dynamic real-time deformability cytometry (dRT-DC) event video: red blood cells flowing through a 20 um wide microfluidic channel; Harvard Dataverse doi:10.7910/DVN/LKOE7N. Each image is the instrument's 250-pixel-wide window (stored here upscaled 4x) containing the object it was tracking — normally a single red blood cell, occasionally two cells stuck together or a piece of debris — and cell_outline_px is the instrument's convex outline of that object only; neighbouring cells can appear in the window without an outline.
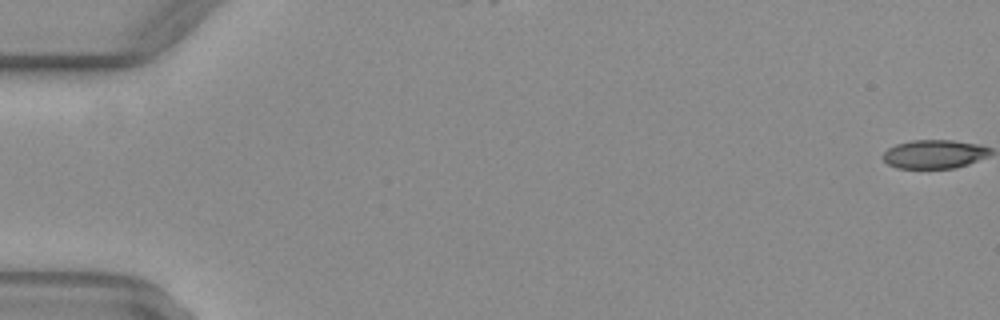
{"species": "common noctule bat (a hibernating species)", "species_latin": "Nyctalus noctula", "temperature_condition": "warm", "stored_images_in_passage": 17, "camera_frame_rate_fps": 3000, "um_per_image_px": 0.085, "animal": {"sex": "female", "body_mass_g": 29.2, "forearm_length_mm": 56.3}, "frame": {"image": 1, "passage_image": 1, "time_ms": 0.0, "image_size_px": [1000, 320], "cell_outline_px": [[984, 148], [968, 160], [960, 164], [944, 168], [908, 168], [908, 144], [964, 144]], "centroid_in_image_um": [79.87, 13.18], "position_along_channel_um": 5.1, "area_um2": 10.69}}
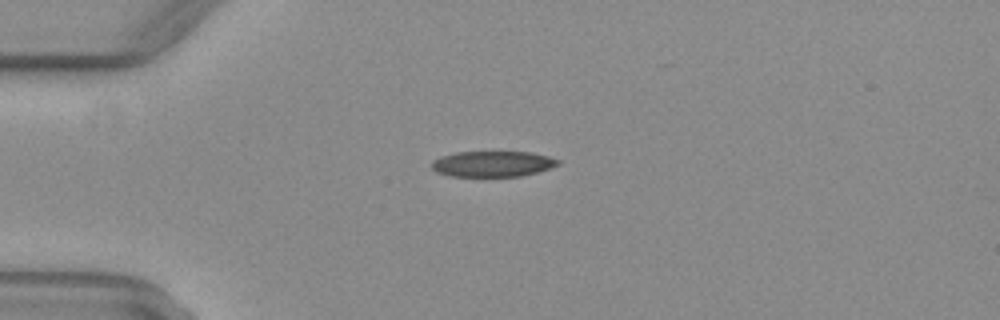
{"frame": {"image": 2, "passage_image": 15, "time_ms": 4.667, "image_size_px": [1000, 320], "cell_outline_px": [[552, 164], [528, 172], [500, 176], [472, 176], [452, 172], [440, 168], [456, 156], [480, 152], [512, 152], [536, 156], [552, 160]], "centroid_in_image_um": [42.09, 13.93], "position_along_channel_um": 42.9, "area_um2": 14.28}}